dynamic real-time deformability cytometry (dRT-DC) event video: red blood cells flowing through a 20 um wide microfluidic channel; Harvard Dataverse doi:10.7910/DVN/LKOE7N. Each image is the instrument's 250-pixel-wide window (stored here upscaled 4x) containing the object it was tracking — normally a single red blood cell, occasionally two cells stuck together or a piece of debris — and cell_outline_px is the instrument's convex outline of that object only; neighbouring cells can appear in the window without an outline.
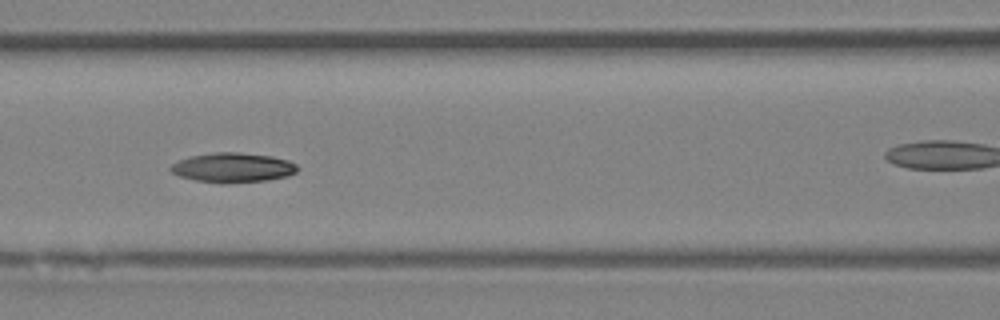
{"species": "Egyptian fruit bat (a non-hibernating species)", "species_latin": "Rousettus aegyptiacus", "temperature_condition": "room temperature", "stored_images_in_passage": 9, "camera_frame_rate_fps": 3000, "um_per_image_px": 0.085, "animal": {"sex": "female"}, "frame": {"image": 1, "passage_image": 6, "time_ms": 5.667, "image_size_px": [1000, 320], "cell_outline_px": [[300, 168], [296, 172], [288, 176], [268, 180], [224, 184], [220, 184], [196, 180], [180, 176], [172, 172], [168, 168], [172, 164], [188, 156], [216, 152], [240, 152], [272, 156], [288, 160], [296, 164]], "centroid_in_image_um": [19.81, 14.25], "position_along_channel_um": 146.8, "area_um2": 22.14}}